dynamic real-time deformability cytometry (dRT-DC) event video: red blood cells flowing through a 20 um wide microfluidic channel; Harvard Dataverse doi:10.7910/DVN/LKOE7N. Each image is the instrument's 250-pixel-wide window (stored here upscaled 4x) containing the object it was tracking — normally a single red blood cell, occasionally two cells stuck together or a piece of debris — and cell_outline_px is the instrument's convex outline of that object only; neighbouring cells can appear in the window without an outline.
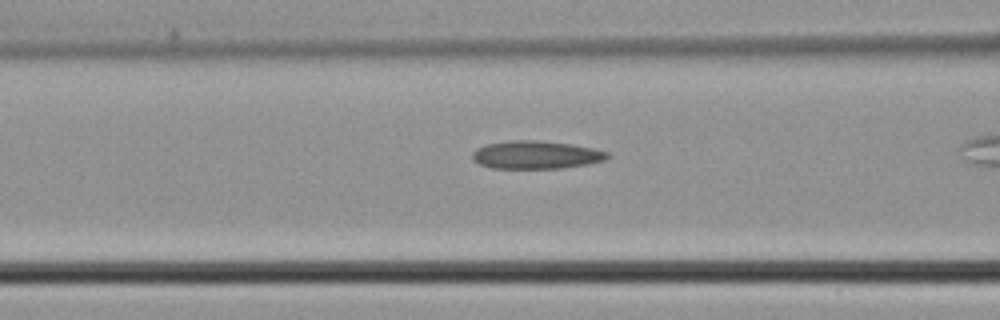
{"species": "common noctule bat (a hibernating species)", "species_latin": "Nyctalus noctula", "temperature_condition": "cold", "stored_images_in_passage": 14, "camera_frame_rate_fps": 3000, "um_per_image_px": 0.085, "animal": {"sex": "male", "body_mass_g": 21.5, "forearm_length_mm": 52.0}, "frame": {"image": 1, "passage_image": 8, "time_ms": 2.333, "image_size_px": [1000, 320], "cell_outline_px": [[612, 156], [604, 160], [588, 164], [560, 168], [492, 168], [480, 164], [472, 156], [472, 152], [476, 148], [484, 144], [512, 140], [536, 140], [572, 144], [592, 148], [608, 152]], "centroid_in_image_um": [45.57, 13.15], "position_along_channel_um": 121.0, "area_um2": 22.02}}